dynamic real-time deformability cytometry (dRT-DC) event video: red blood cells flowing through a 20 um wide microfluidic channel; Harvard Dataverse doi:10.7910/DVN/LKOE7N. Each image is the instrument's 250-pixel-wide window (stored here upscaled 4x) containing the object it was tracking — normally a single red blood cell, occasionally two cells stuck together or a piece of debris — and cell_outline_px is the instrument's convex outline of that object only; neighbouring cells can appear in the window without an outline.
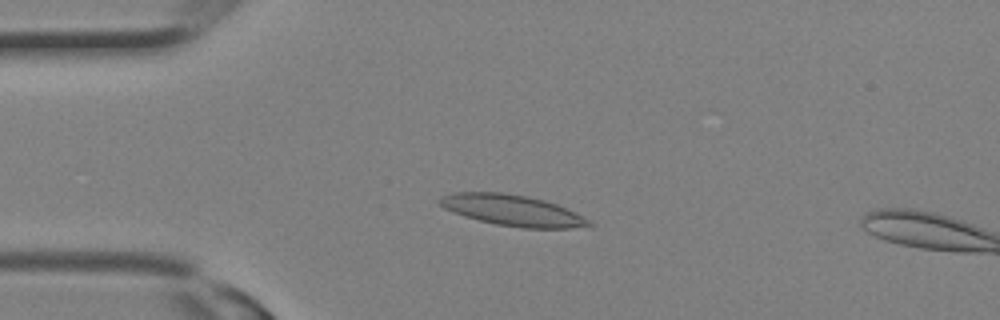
{"species": "Egyptian fruit bat (a non-hibernating species)", "species_latin": "Rousettus aegyptiacus", "temperature_condition": "room temperature", "stored_images_in_passage": 13, "camera_frame_rate_fps": 3000, "um_per_image_px": 0.085, "animal": {"sex": "female"}, "frame": {"image": 1, "passage_image": 6, "time_ms": 1.667, "image_size_px": [1000, 320], "cell_outline_px": [[596, 224], [568, 228], [524, 228], [496, 224], [464, 216], [444, 208], [440, 204], [440, 196], [456, 192], [504, 192], [544, 200], [556, 204]], "centroid_in_image_um": [43.5, 17.87], "position_along_channel_um": 41.5, "area_um2": 26.36}}
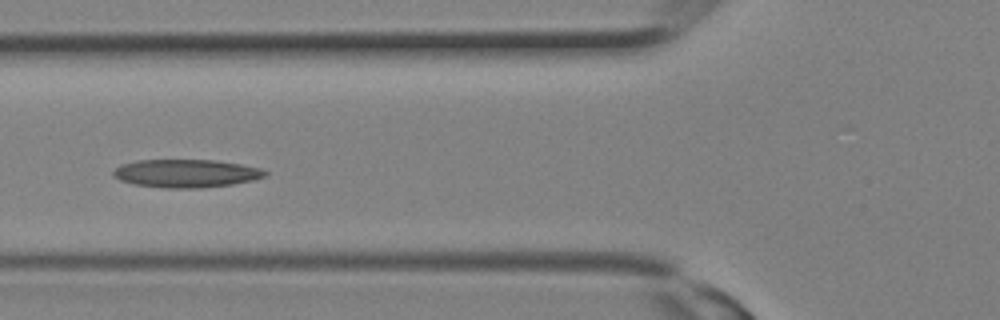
{"frame": {"image": 2, "passage_image": 10, "time_ms": 3.0, "image_size_px": [1000, 320], "cell_outline_px": [[268, 172], [264, 176], [252, 180], [232, 184], [200, 188], [168, 188], [132, 184], [120, 180], [112, 172], [120, 164], [140, 160], [216, 160], [240, 164], [260, 168]], "centroid_in_image_um": [15.81, 14.73], "position_along_channel_um": 110.0, "area_um2": 24.68}}
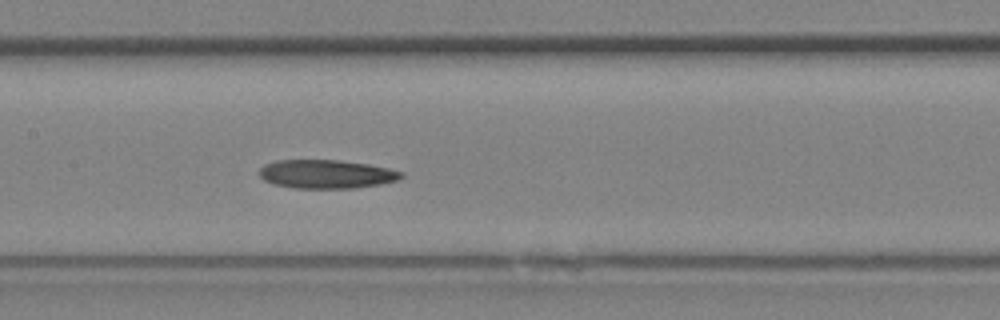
{"frame": {"image": 3, "passage_image": 13, "time_ms": 4.0, "image_size_px": [1000, 320], "cell_outline_px": [[404, 176], [400, 180], [380, 184], [352, 188], [292, 188], [272, 184], [264, 180], [260, 176], [260, 168], [264, 164], [276, 160], [340, 160], [368, 164], [388, 168], [404, 172]], "centroid_in_image_um": [27.75, 14.8], "position_along_channel_um": 179.7, "area_um2": 23.87}}